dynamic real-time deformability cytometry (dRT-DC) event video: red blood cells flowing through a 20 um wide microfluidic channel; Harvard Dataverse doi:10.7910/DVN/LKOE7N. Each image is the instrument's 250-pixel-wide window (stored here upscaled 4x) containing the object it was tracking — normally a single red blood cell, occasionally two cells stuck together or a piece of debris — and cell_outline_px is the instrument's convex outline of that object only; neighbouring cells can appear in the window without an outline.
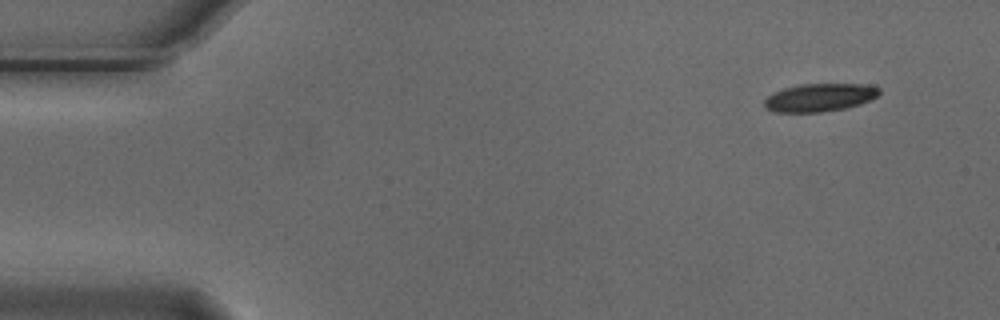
{"species": "Egyptian fruit bat (a non-hibernating species)", "species_latin": "Rousettus aegyptiacus", "temperature_condition": "cold", "stored_images_in_passage": 4, "camera_frame_rate_fps": 3000, "um_per_image_px": 0.085, "animal": {"sex": "male"}, "frame": {"image": 1, "passage_image": 1, "time_ms": 0.0, "image_size_px": [1000, 320], "cell_outline_px": [[880, 92], [876, 96], [860, 104], [844, 108], [820, 112], [776, 112], [764, 108], [764, 100], [768, 96], [784, 88], [800, 84], [868, 84], [880, 88]], "centroid_in_image_um": [69.66, 8.28], "position_along_channel_um": 15.3, "area_um2": 18.61}}
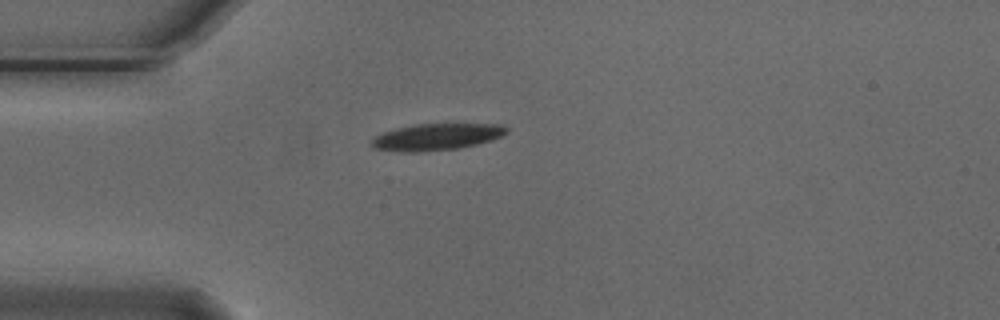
{"frame": {"image": 2, "passage_image": 4, "time_ms": 1.0, "image_size_px": [1000, 320], "cell_outline_px": [[508, 132], [492, 140], [476, 144], [456, 148], [416, 152], [400, 152], [372, 148], [372, 136], [396, 128], [416, 124], [500, 124], [508, 128]], "centroid_in_image_um": [37.07, 11.63], "position_along_channel_um": 47.9, "area_um2": 20.87}}